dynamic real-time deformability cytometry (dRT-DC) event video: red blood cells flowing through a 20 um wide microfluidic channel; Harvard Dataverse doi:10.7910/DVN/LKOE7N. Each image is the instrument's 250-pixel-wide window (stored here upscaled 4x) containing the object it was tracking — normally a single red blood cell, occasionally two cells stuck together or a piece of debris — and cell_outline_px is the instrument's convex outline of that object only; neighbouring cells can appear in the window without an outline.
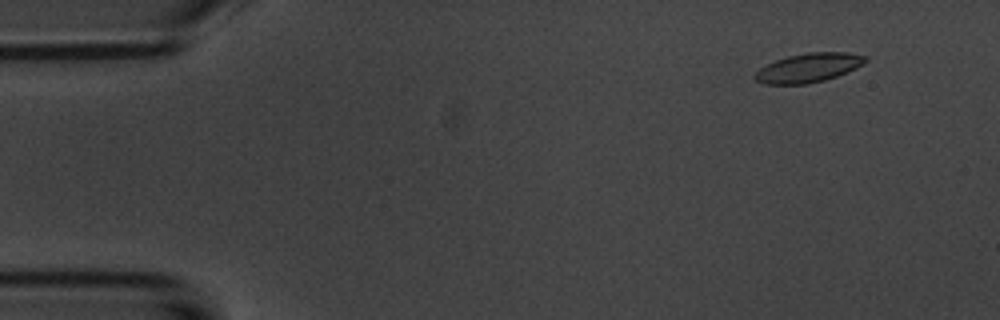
{"species": "common noctule bat (a hibernating species)", "species_latin": "Nyctalus noctula", "temperature_condition": "room temperature", "stored_images_in_passage": 5, "camera_frame_rate_fps": 3000, "um_per_image_px": 0.085, "animal": {"sex": "male", "body_mass_g": 20.1, "forearm_length_mm": 53.5}, "frame": {"image": 1, "passage_image": 2, "time_ms": 1.0, "image_size_px": [1000, 320], "cell_outline_px": [[868, 60], [864, 64], [856, 68], [836, 76], [824, 80], [804, 84], [764, 84], [756, 80], [752, 76], [760, 68], [776, 60], [788, 56], [808, 52], [848, 52], [868, 56]], "centroid_in_image_um": [68.75, 5.75], "position_along_channel_um": 16.3, "area_um2": 18.67}}
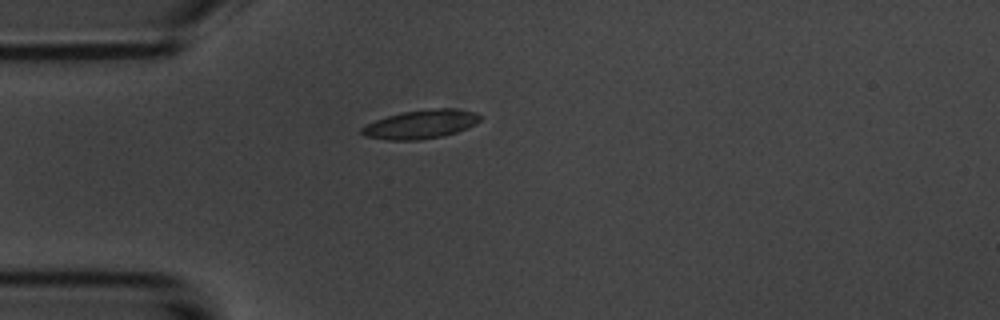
{"frame": {"image": 2, "passage_image": 4, "time_ms": 4.333, "image_size_px": [1000, 320], "cell_outline_px": [[484, 116], [476, 124], [456, 132], [444, 136], [416, 140], [388, 140], [364, 136], [360, 132], [360, 128], [376, 120], [388, 116], [404, 112], [428, 108], [456, 108], [476, 112]], "centroid_in_image_um": [35.81, 10.55], "position_along_channel_um": 49.2, "area_um2": 19.94}}